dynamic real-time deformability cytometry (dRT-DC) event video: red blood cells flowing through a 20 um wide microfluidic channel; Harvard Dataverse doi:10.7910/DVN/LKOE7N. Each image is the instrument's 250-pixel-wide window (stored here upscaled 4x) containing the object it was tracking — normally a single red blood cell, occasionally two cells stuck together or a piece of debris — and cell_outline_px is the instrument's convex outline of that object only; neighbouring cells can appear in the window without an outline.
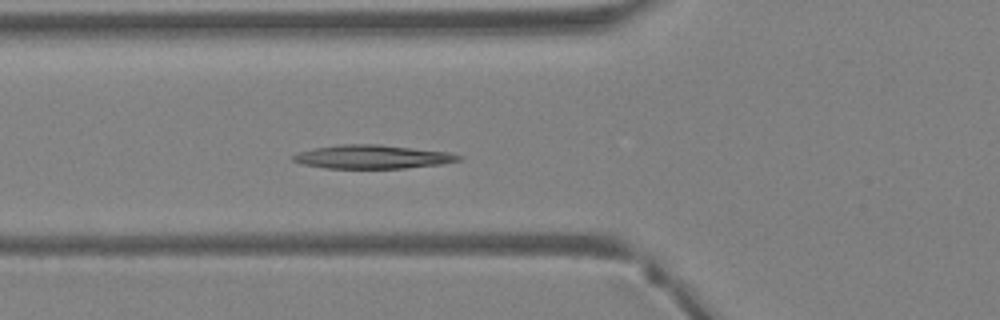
{"species": "Egyptian fruit bat (a non-hibernating species)", "species_latin": "Rousettus aegyptiacus", "temperature_condition": "warm", "stored_images_in_passage": 41, "camera_frame_rate_fps": 3000, "um_per_image_px": 0.085, "animal": {"sex": "female"}, "frame": {"image": 1, "passage_image": 15, "time_ms": 4.667, "image_size_px": [1000, 320], "cell_outline_px": [[460, 160], [440, 164], [404, 168], [324, 168], [304, 164], [292, 160], [292, 156], [300, 152], [312, 148], [340, 144], [380, 144], [448, 152], [460, 156]], "centroid_in_image_um": [31.61, 13.32], "position_along_channel_um": 94.2, "area_um2": 22.6}}
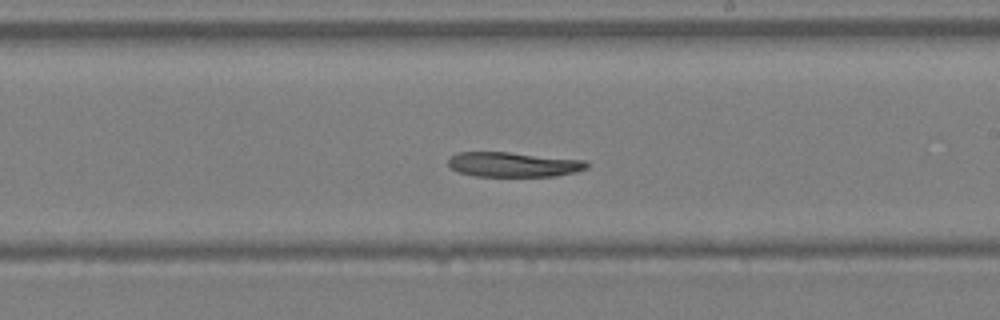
{"frame": {"image": 2, "passage_image": 24, "time_ms": 7.667, "image_size_px": [1000, 320], "cell_outline_px": [[588, 168], [576, 172], [556, 176], [476, 176], [460, 172], [452, 168], [448, 164], [448, 160], [452, 156], [460, 152], [508, 152], [584, 160], [588, 164]], "centroid_in_image_um": [43.67, 13.98], "position_along_channel_um": 245.3, "area_um2": 19.83}}
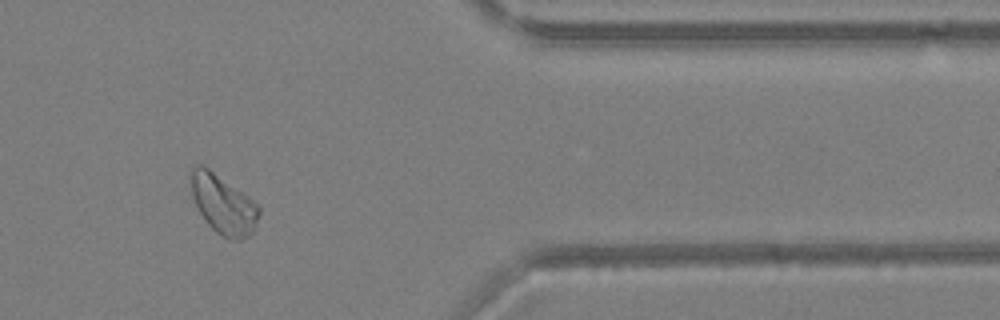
{"frame": {"image": 3, "passage_image": 34, "time_ms": 11.0, "image_size_px": [1000, 320], "cell_outline_px": [[260, 212], [252, 232], [248, 236], [240, 240], [228, 240], [216, 232], [208, 224], [200, 212], [192, 196], [188, 180], [188, 176], [192, 168], [196, 164], [200, 164], [208, 168], [248, 196], [260, 208]], "centroid_in_image_um": [18.93, 17.36], "position_along_channel_um": 392.5, "area_um2": 23.41}}